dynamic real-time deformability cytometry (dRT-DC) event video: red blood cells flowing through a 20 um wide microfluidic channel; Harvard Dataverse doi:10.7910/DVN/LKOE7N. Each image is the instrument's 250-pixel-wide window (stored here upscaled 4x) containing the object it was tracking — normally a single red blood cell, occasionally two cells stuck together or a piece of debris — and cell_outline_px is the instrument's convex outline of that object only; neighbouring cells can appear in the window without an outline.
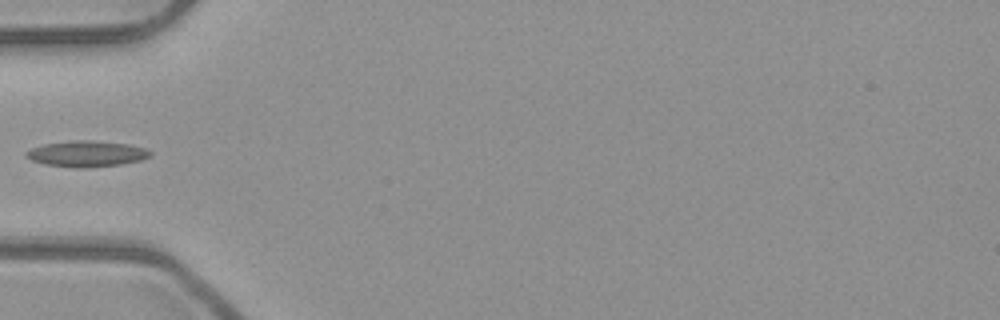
{"species": "common noctule bat (a hibernating species)", "species_latin": "Nyctalus noctula", "temperature_condition": "room temperature", "stored_images_in_passage": 6, "camera_frame_rate_fps": 3000, "um_per_image_px": 0.085, "animal": {"sex": "male", "body_mass_g": 23.1, "forearm_length_mm": 52.7}, "frame": {"image": 1, "passage_image": 5, "time_ms": 1.333, "image_size_px": [1000, 320], "cell_outline_px": [[152, 156], [140, 160], [120, 164], [88, 168], [72, 168], [44, 164], [32, 160], [24, 156], [24, 152], [32, 148], [44, 144], [76, 140], [92, 140], [128, 144], [144, 148], [152, 152]], "centroid_in_image_um": [7.35, 13.08], "position_along_channel_um": 77.7, "area_um2": 18.84}}
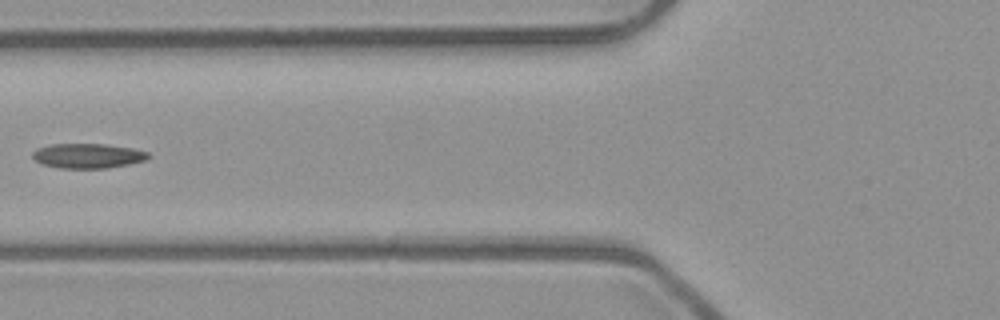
{"frame": {"image": 2, "passage_image": 6, "time_ms": 1.667, "image_size_px": [1000, 320], "cell_outline_px": [[152, 156], [144, 160], [128, 164], [108, 168], [60, 168], [44, 164], [36, 160], [32, 156], [32, 152], [36, 148], [48, 144], [104, 144], [132, 148], [148, 152]], "centroid_in_image_um": [7.46, 13.23], "position_along_channel_um": 118.3, "area_um2": 16.65}}